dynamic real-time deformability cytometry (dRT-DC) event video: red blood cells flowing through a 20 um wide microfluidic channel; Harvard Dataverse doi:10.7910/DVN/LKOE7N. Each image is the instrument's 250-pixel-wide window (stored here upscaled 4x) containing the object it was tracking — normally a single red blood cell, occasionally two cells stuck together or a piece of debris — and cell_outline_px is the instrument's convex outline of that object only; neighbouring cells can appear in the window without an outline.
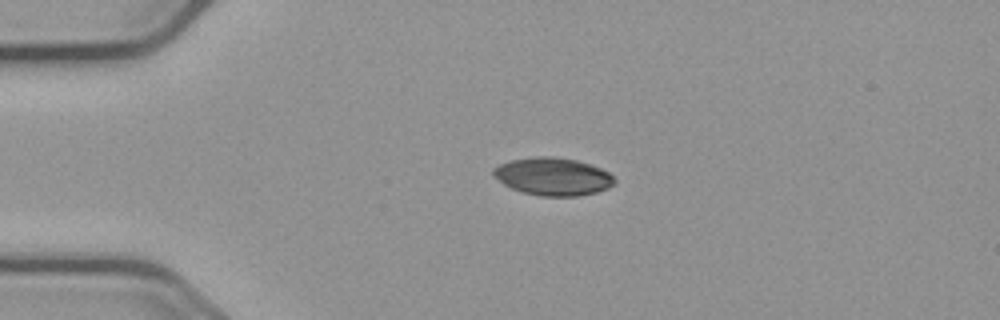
{"species": "common noctule bat (a hibernating species)", "species_latin": "Nyctalus noctula", "temperature_condition": "cold", "stored_images_in_passage": 44, "camera_frame_rate_fps": 3000, "um_per_image_px": 0.085, "animal": {"sex": "male", "body_mass_g": 23.1, "forearm_length_mm": 52.7}, "frame": {"image": 1, "passage_image": 1, "time_ms": 0.0, "image_size_px": [1000, 320], "cell_outline_px": [[616, 184], [608, 188], [596, 192], [576, 196], [540, 196], [524, 192], [512, 188], [504, 184], [492, 176], [492, 168], [500, 164], [512, 160], [536, 156], [552, 156], [576, 160], [600, 168], [608, 172], [616, 180]], "centroid_in_image_um": [46.99, 15.0], "position_along_channel_um": 38.0, "area_um2": 26.59}}
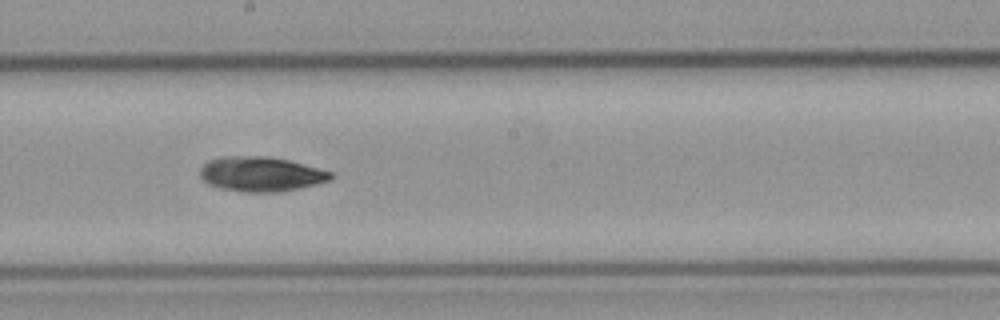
{"frame": {"image": 2, "passage_image": 19, "time_ms": 6.0, "image_size_px": [1000, 320], "cell_outline_px": [[336, 176], [328, 180], [316, 184], [280, 192], [244, 192], [220, 188], [208, 184], [200, 176], [200, 168], [208, 160], [220, 156], [268, 156], [288, 160], [332, 172]], "centroid_in_image_um": [22.15, 14.79], "position_along_channel_um": 226.0, "area_um2": 26.47}}
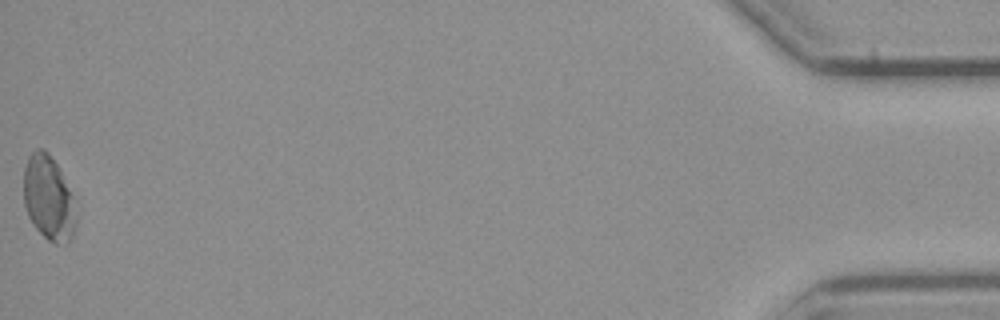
{"frame": {"image": 3, "passage_image": 44, "time_ms": 14.333, "image_size_px": [1000, 320], "cell_outline_px": [[76, 224], [72, 236], [68, 244], [56, 244], [48, 240], [36, 228], [28, 216], [24, 204], [24, 168], [28, 156], [36, 148], [44, 148], [48, 152], [56, 164], [72, 196], [76, 216]], "centroid_in_image_um": [4.11, 16.85], "position_along_channel_um": 431.1, "area_um2": 25.66}, "authors_computed_cell_mechanics": {"area_um2": 25.9233, "velocity_mm_per_s": 3.6968, "shape_relaxation_time_tau1_ms": 7.5122, "shape_relaxation_time_tau2_ms": null, "deformation_change_tau1": 0.117, "deformation_change_tau2": null}}